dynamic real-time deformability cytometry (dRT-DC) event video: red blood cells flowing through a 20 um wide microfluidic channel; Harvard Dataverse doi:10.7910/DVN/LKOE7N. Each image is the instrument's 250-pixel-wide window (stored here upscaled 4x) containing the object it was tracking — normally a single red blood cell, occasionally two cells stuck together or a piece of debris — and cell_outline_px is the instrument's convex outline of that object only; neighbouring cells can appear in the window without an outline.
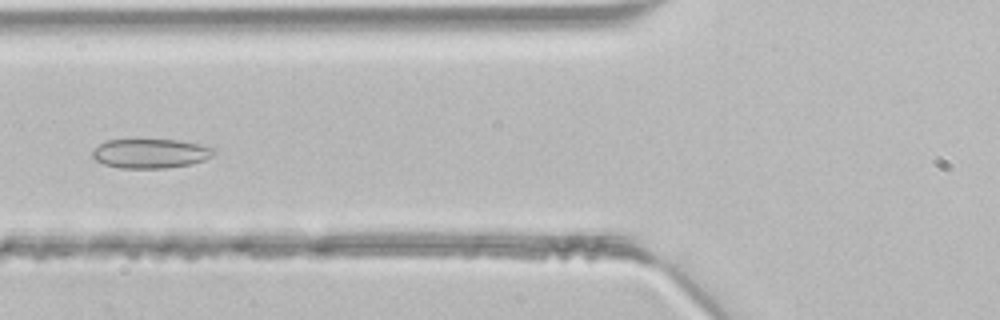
{"species": "common noctule bat (a hibernating species)", "species_latin": "Nyctalus noctula", "temperature_condition": "room temperature", "stored_images_in_passage": 26, "camera_frame_rate_fps": 3000, "um_per_image_px": 0.085, "animal": {"sex": "male", "body_mass_g": 21.5, "forearm_length_mm": 52.0}, "frame": {"image": 1, "passage_image": 8, "time_ms": 2.333, "image_size_px": [1000, 320], "cell_outline_px": [[216, 152], [212, 156], [204, 160], [192, 164], [164, 168], [120, 168], [104, 164], [96, 160], [92, 156], [92, 148], [108, 140], [176, 140], [200, 144], [216, 148]], "centroid_in_image_um": [12.81, 13.05], "position_along_channel_um": 113.0, "area_um2": 20.81}}